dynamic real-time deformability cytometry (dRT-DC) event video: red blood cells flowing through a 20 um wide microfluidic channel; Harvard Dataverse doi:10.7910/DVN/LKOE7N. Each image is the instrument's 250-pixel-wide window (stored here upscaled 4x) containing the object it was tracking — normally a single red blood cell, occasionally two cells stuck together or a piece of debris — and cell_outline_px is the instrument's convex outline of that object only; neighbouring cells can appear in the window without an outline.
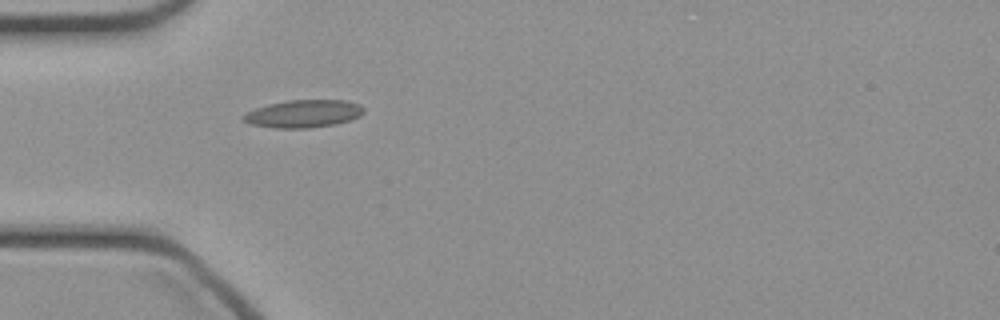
{"species": "common noctule bat (a hibernating species)", "species_latin": "Nyctalus noctula", "temperature_condition": "cold", "stored_images_in_passage": 10, "camera_frame_rate_fps": 3000, "um_per_image_px": 0.085, "animal": {"sex": "female", "body_mass_g": 21.9}, "frame": {"image": 1, "passage_image": 1, "time_ms": 0.0, "image_size_px": [1000, 320], "cell_outline_px": [[364, 112], [360, 116], [352, 120], [336, 124], [308, 128], [276, 128], [252, 124], [244, 120], [240, 116], [256, 108], [268, 104], [288, 100], [344, 100], [360, 104], [364, 108]], "centroid_in_image_um": [25.84, 9.66], "position_along_channel_um": 59.2, "area_um2": 19.42}}
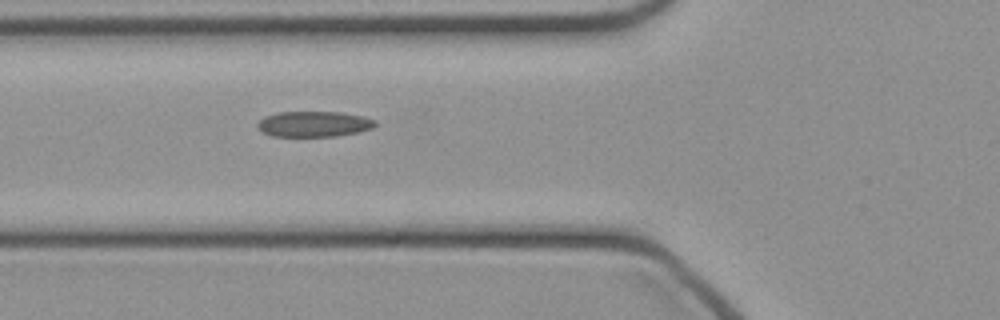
{"frame": {"image": 2, "passage_image": 4, "time_ms": 1.0, "image_size_px": [1000, 320], "cell_outline_px": [[376, 124], [372, 128], [360, 132], [336, 136], [272, 136], [264, 132], [256, 124], [264, 116], [276, 112], [340, 112], [364, 116], [376, 120]], "centroid_in_image_um": [26.71, 10.53], "position_along_channel_um": 99.1, "area_um2": 17.57}}
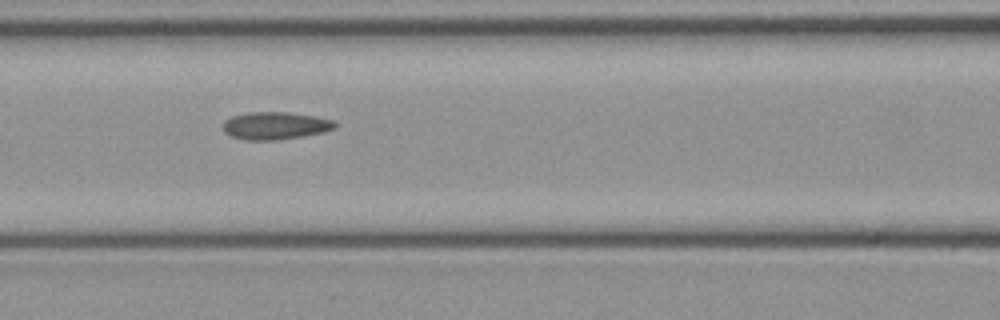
{"frame": {"image": 3, "passage_image": 7, "time_ms": 2.0, "image_size_px": [1000, 320], "cell_outline_px": [[336, 128], [324, 132], [304, 136], [276, 140], [244, 140], [232, 136], [224, 132], [224, 120], [232, 116], [248, 112], [288, 112], [316, 116], [332, 120], [336, 124]], "centroid_in_image_um": [23.41, 10.68], "position_along_channel_um": 143.2, "area_um2": 18.03}}